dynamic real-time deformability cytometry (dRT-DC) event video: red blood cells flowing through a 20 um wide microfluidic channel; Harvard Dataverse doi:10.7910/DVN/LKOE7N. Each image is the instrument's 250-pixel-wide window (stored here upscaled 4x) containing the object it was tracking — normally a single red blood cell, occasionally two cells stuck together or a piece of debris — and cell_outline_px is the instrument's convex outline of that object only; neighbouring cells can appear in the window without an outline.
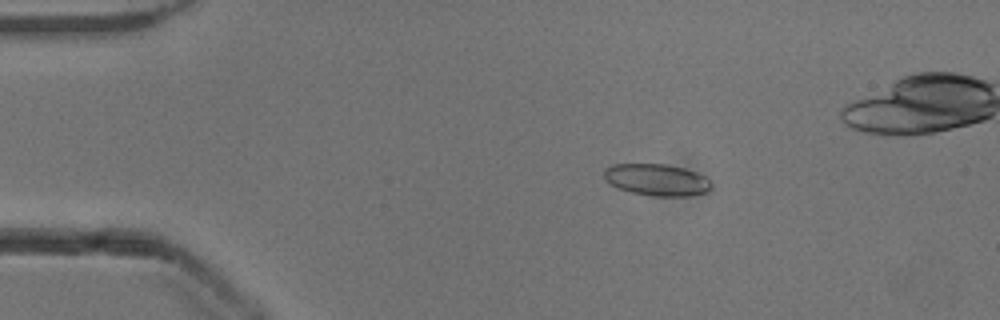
{"species": "common noctule bat (a hibernating species)", "species_latin": "Nyctalus noctula", "temperature_condition": "cold", "stored_images_in_passage": 44, "camera_frame_rate_fps": 3000, "um_per_image_px": 0.085, "animal": {"sex": "male", "body_mass_g": 13.3}, "frame": {"image": 1, "passage_image": 8, "time_ms": 2.333, "image_size_px": [1000, 320], "cell_outline_px": [[712, 188], [708, 192], [692, 196], [652, 196], [632, 192], [620, 188], [604, 180], [604, 168], [612, 164], [664, 164], [684, 168], [696, 172], [704, 176], [712, 184]], "centroid_in_image_um": [55.85, 15.28], "position_along_channel_um": 29.2, "area_um2": 19.94}}
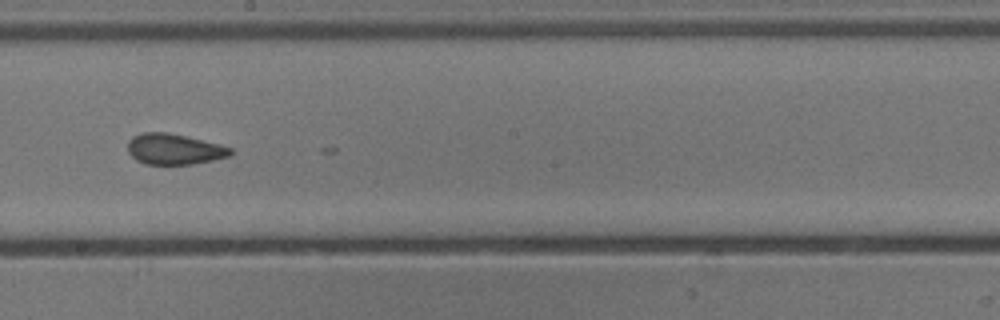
{"frame": {"image": 2, "passage_image": 28, "time_ms": 9.0, "image_size_px": [1000, 320], "cell_outline_px": [[232, 152], [228, 156], [212, 160], [192, 164], [144, 164], [136, 160], [128, 152], [128, 140], [132, 136], [144, 132], [164, 132], [184, 136], [220, 144], [232, 148]], "centroid_in_image_um": [14.77, 12.68], "position_along_channel_um": 233.4, "area_um2": 18.26}}
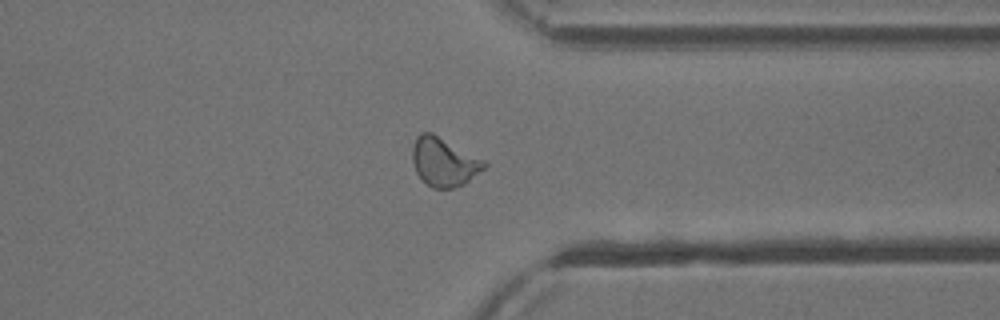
{"frame": {"image": 3, "passage_image": 39, "time_ms": 12.667, "image_size_px": [1000, 320], "cell_outline_px": [[488, 164], [484, 168], [464, 184], [452, 188], [432, 188], [416, 172], [412, 160], [412, 148], [416, 136], [420, 132], [432, 132], [484, 160]], "centroid_in_image_um": [37.71, 13.74], "position_along_channel_um": 373.7, "area_um2": 20.17}}